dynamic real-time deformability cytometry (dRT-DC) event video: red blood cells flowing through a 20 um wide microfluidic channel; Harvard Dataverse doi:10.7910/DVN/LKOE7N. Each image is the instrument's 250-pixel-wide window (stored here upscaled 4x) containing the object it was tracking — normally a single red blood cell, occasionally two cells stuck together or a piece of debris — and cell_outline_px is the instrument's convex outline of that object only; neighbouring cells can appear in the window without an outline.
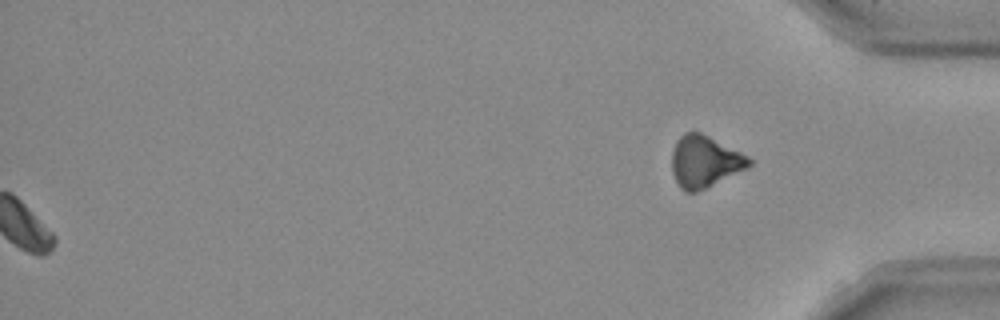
{"species": "Egyptian fruit bat (a non-hibernating species)", "species_latin": "Rousettus aegyptiacus", "temperature_condition": "room temperature", "stored_images_in_passage": 52, "segment_of_instrument_passage": [2, 2], "camera_frame_rate_fps": 3000, "um_per_image_px": 0.085, "frame": {"image": 1, "passage_image": 52, "time_ms": 17.0, "image_size_px": [1000, 320], "cell_outline_px": [[752, 164], [748, 168], [696, 192], [684, 192], [680, 188], [672, 172], [672, 152], [676, 140], [684, 132], [700, 132], [748, 156], [752, 160]], "centroid_in_image_um": [59.88, 13.73], "position_along_channel_um": 375.3, "area_um2": 23.12}}